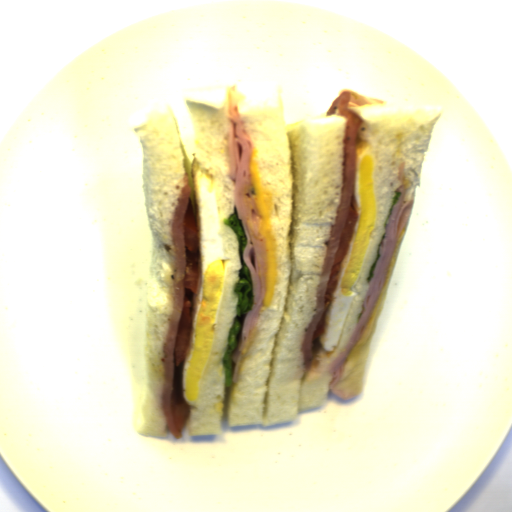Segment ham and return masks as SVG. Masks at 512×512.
<instances>
[{
	"label": "ham",
	"instance_id": "obj_1",
	"mask_svg": "<svg viewBox=\"0 0 512 512\" xmlns=\"http://www.w3.org/2000/svg\"><path fill=\"white\" fill-rule=\"evenodd\" d=\"M227 110L230 123L227 135L229 178L233 184L234 208L246 235L247 245L242 256L250 273L253 295L252 309L241 318V332L231 356L232 383L234 384L253 341L259 313L264 305L268 262L267 245L260 232V217L252 181L253 145L246 135L239 106L231 105Z\"/></svg>",
	"mask_w": 512,
	"mask_h": 512
},
{
	"label": "ham",
	"instance_id": "obj_2",
	"mask_svg": "<svg viewBox=\"0 0 512 512\" xmlns=\"http://www.w3.org/2000/svg\"><path fill=\"white\" fill-rule=\"evenodd\" d=\"M382 104H384L382 100L367 98L347 90L331 101L325 114V116L338 115L346 120L343 136L344 161L340 204L329 233L326 257L320 281L316 288L317 301L315 312L311 322L304 331L300 348L304 360V370L307 371L314 361L312 340L325 309L327 286L334 267L336 252L347 224L357 180L358 136L364 124V118L359 110L365 105Z\"/></svg>",
	"mask_w": 512,
	"mask_h": 512
},
{
	"label": "ham",
	"instance_id": "obj_3",
	"mask_svg": "<svg viewBox=\"0 0 512 512\" xmlns=\"http://www.w3.org/2000/svg\"><path fill=\"white\" fill-rule=\"evenodd\" d=\"M397 178L401 184L395 190V193L401 192V195L397 203L392 207L390 218L386 223L385 239H383L379 248L380 258L373 271V278L369 282V288L361 302L360 312L357 316V325L343 348L328 367L329 373L332 376V380L329 384L330 389L344 400L354 398L356 394H345L343 391L339 390L337 386L340 382L346 362L361 338L365 326L375 309L385 283L390 262L394 255L396 243L409 220L414 204V200L407 199L406 197L407 174L404 163H401L398 167Z\"/></svg>",
	"mask_w": 512,
	"mask_h": 512
},
{
	"label": "ham",
	"instance_id": "obj_4",
	"mask_svg": "<svg viewBox=\"0 0 512 512\" xmlns=\"http://www.w3.org/2000/svg\"><path fill=\"white\" fill-rule=\"evenodd\" d=\"M191 188L185 174L184 185L174 213L171 237L174 249L173 287L174 298L168 334L164 344V367L162 384V409L164 418L175 439H180V431L174 421L172 412L174 363L177 334L185 304L186 276V239L185 216L190 199Z\"/></svg>",
	"mask_w": 512,
	"mask_h": 512
}]
</instances>
